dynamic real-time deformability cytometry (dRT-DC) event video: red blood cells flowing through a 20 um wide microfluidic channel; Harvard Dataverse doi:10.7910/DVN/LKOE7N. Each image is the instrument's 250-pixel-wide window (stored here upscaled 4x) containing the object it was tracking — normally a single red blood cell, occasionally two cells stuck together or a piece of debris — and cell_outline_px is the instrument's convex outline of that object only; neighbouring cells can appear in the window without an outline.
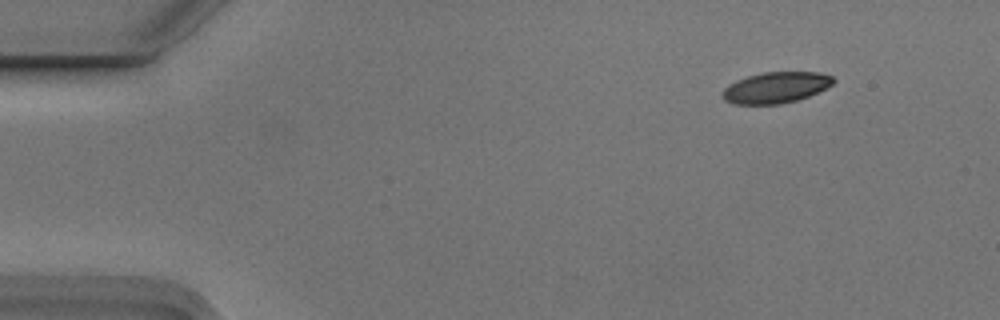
{"species": "Egyptian fruit bat (a non-hibernating species)", "species_latin": "Rousettus aegyptiacus", "temperature_condition": "cold", "stored_images_in_passage": 5, "camera_frame_rate_fps": 3000, "um_per_image_px": 0.085, "animal": {"sex": "male"}, "frame": {"image": 1, "passage_image": 2, "time_ms": 0.333, "image_size_px": [1000, 320], "cell_outline_px": [[836, 80], [832, 84], [808, 96], [796, 100], [780, 104], [732, 104], [724, 100], [720, 96], [724, 88], [728, 84], [736, 80], [748, 76], [764, 72], [820, 72], [832, 76]], "centroid_in_image_um": [65.9, 7.44], "position_along_channel_um": 19.1, "area_um2": 20.06}}
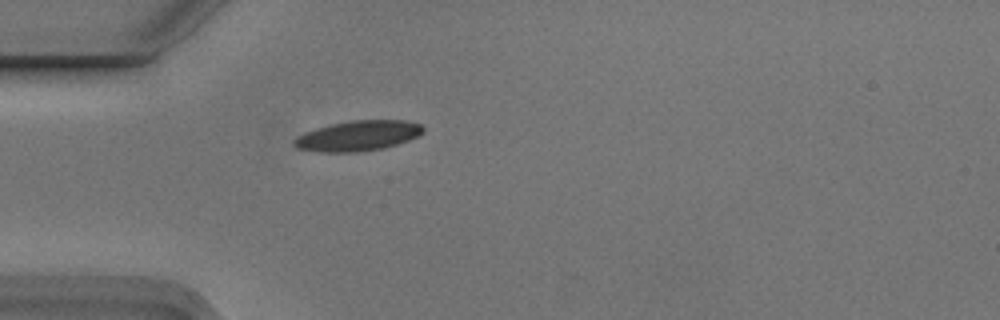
{"frame": {"image": 2, "passage_image": 5, "time_ms": 1.333, "image_size_px": [1000, 320], "cell_outline_px": [[424, 132], [408, 140], [384, 148], [356, 152], [320, 152], [296, 148], [292, 144], [292, 140], [296, 136], [304, 132], [316, 128], [332, 124], [352, 120], [404, 120], [420, 124], [424, 128]], "centroid_in_image_um": [30.38, 11.54], "position_along_channel_um": 54.6, "area_um2": 22.77}}